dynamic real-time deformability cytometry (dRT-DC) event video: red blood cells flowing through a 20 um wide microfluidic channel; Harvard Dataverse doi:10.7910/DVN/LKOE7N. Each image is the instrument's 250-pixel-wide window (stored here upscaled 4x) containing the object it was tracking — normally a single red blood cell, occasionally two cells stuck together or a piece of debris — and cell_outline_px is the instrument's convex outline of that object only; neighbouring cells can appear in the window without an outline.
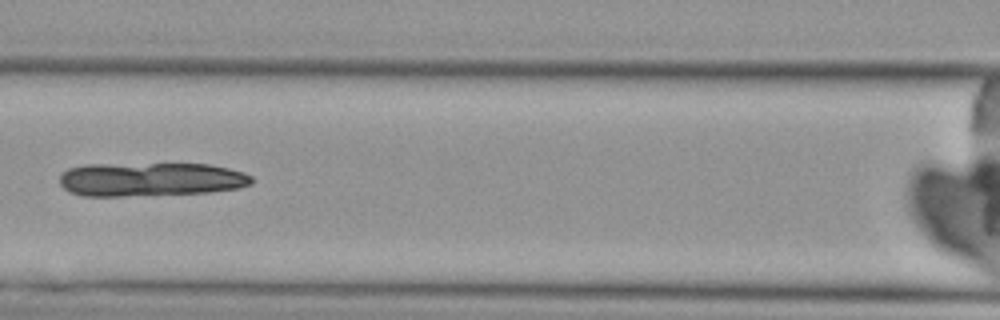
{"species": "Egyptian fruit bat (a non-hibernating species)", "species_latin": "Rousettus aegyptiacus", "temperature_condition": "cold", "stored_images_in_passage": 8, "camera_frame_rate_fps": 3000, "um_per_image_px": 0.085, "animal": {"sex": "female"}, "frame": {"image": 1, "passage_image": 7, "time_ms": 7.0, "image_size_px": [1000, 320], "cell_outline_px": [[252, 184], [240, 188], [208, 192], [120, 196], [84, 196], [72, 192], [64, 188], [60, 184], [60, 176], [68, 168], [84, 164], [208, 164], [228, 168], [244, 172], [252, 176]], "centroid_in_image_um": [12.81, 15.24], "position_along_channel_um": 153.8, "area_um2": 37.8}}
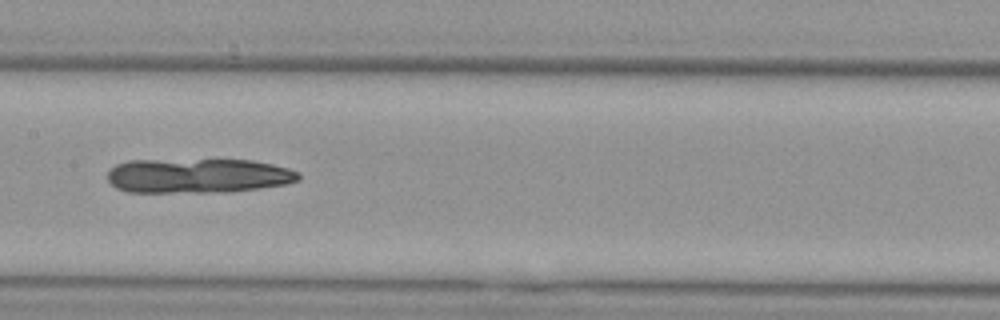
{"frame": {"image": 2, "passage_image": 8, "time_ms": 8.0, "image_size_px": [1000, 320], "cell_outline_px": [[300, 180], [288, 184], [260, 188], [228, 192], [128, 192], [116, 188], [108, 180], [108, 172], [116, 164], [128, 160], [252, 160], [272, 164], [288, 168], [300, 172]], "centroid_in_image_um": [16.86, 14.94], "position_along_channel_um": 190.5, "area_um2": 38.73}}